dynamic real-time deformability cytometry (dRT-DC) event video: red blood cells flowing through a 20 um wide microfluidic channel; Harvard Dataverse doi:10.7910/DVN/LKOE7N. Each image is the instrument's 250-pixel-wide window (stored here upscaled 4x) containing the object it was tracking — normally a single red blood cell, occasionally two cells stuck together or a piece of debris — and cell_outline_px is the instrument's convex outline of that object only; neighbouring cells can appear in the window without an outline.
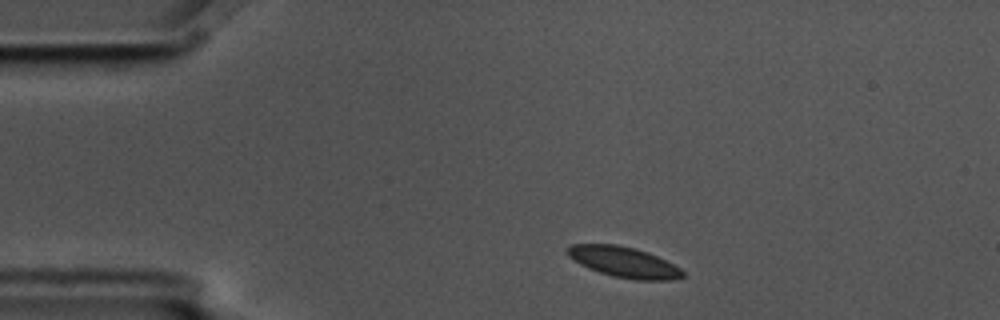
{"species": "common noctule bat (a hibernating species)", "species_latin": "Nyctalus noctula", "temperature_condition": "cold", "stored_images_in_passage": 2, "camera_frame_rate_fps": 3000, "um_per_image_px": 0.085, "animal": {"sex": "male", "body_mass_g": 17.5, "forearm_length_mm": 52.3}, "frame": {"image": 1, "passage_image": 1, "time_ms": 0.0, "image_size_px": [1000, 320], "cell_outline_px": [[684, 276], [672, 280], [636, 280], [612, 276], [588, 268], [580, 264], [568, 256], [568, 248], [572, 244], [616, 244], [648, 252], [680, 268], [684, 272]], "centroid_in_image_um": [53.03, 22.28], "position_along_channel_um": 32.0, "area_um2": 20.29}}